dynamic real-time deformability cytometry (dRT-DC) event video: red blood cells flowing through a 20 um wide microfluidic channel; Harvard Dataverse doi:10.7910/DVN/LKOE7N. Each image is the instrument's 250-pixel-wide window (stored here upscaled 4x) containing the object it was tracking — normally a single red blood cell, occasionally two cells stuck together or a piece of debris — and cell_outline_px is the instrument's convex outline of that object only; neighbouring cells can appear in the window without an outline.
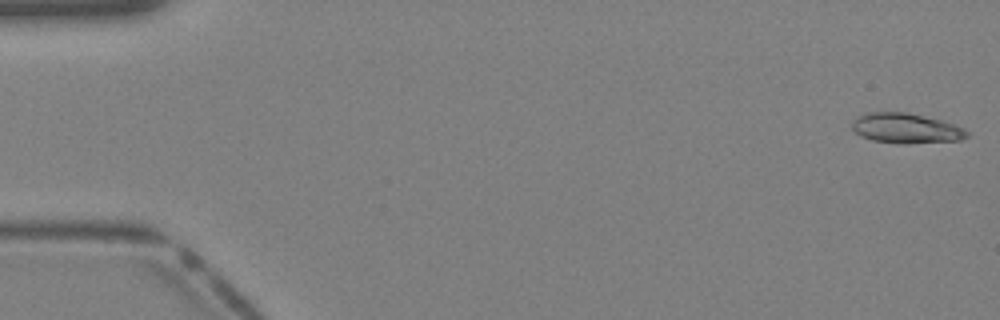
{"species": "Egyptian fruit bat (a non-hibernating species)", "species_latin": "Rousettus aegyptiacus", "temperature_condition": "warm", "stored_images_in_passage": 38, "camera_frame_rate_fps": 3000, "um_per_image_px": 0.085, "animal": {"sex": "female"}, "frame": {"image": 1, "passage_image": 1, "time_ms": 0.0, "image_size_px": [1000, 320], "cell_outline_px": [[968, 136], [960, 140], [904, 144], [872, 140], [860, 136], [852, 128], [852, 120], [868, 112], [908, 112], [940, 120], [964, 128], [968, 132]], "centroid_in_image_um": [77.0, 10.9], "position_along_channel_um": 8.0, "area_um2": 20.0}}
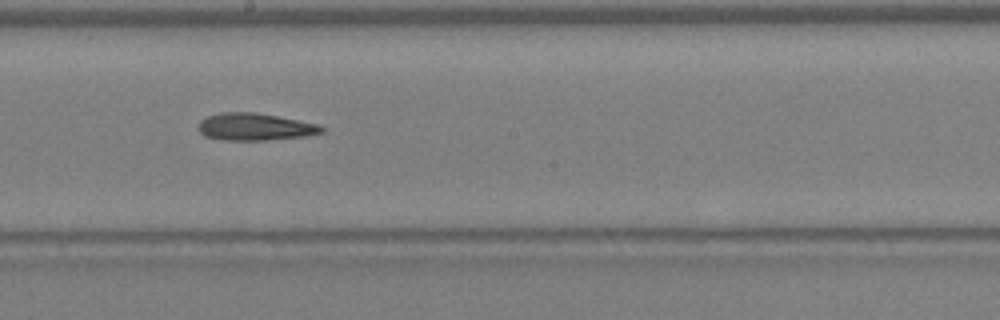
{"frame": {"image": 2, "passage_image": 23, "time_ms": 7.333, "image_size_px": [1000, 320], "cell_outline_px": [[324, 132], [304, 136], [264, 140], [220, 140], [204, 136], [200, 132], [200, 120], [208, 116], [220, 112], [252, 112], [276, 116], [316, 124], [324, 128]], "centroid_in_image_um": [21.62, 10.78], "position_along_channel_um": 226.6, "area_um2": 19.25}}
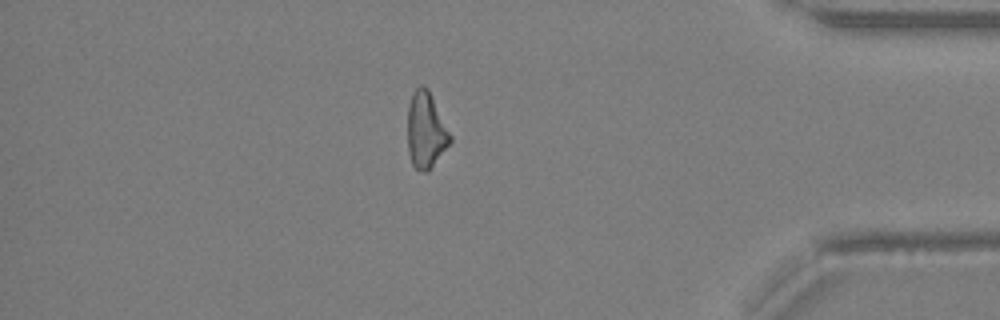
{"frame": {"image": 3, "passage_image": 35, "time_ms": 11.333, "image_size_px": [1000, 320], "cell_outline_px": [[452, 140], [428, 172], [424, 172], [416, 168], [412, 164], [408, 152], [408, 104], [412, 92], [420, 84], [424, 84], [428, 88], [452, 136]], "centroid_in_image_um": [36.19, 11.04], "position_along_channel_um": 399.0, "area_um2": 18.96}}